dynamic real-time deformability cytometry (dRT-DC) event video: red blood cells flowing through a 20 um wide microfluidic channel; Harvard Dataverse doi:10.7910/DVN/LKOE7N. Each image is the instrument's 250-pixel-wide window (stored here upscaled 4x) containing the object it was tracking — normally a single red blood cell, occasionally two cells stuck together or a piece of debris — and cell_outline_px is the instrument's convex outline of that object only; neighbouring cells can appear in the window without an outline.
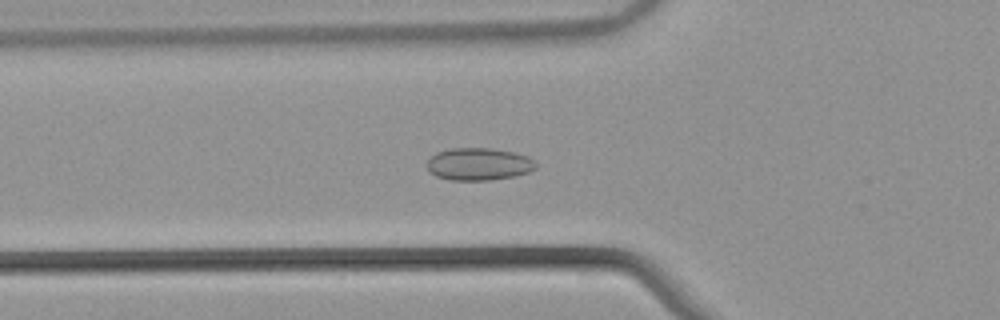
{"species": "common noctule bat (a hibernating species)", "species_latin": "Nyctalus noctula", "temperature_condition": "warm", "stored_images_in_passage": 36, "camera_frame_rate_fps": 3000, "um_per_image_px": 0.085, "animal": {"sex": "male", "body_mass_g": 21.5, "forearm_length_mm": 52.0}, "frame": {"image": 1, "passage_image": 2, "time_ms": 0.333, "image_size_px": [1000, 320], "cell_outline_px": [[536, 168], [528, 172], [516, 176], [492, 180], [448, 180], [436, 176], [428, 172], [428, 160], [436, 152], [452, 148], [488, 148], [512, 152], [528, 156], [536, 160]], "centroid_in_image_um": [40.7, 13.96], "position_along_channel_um": 85.1, "area_um2": 20.69}}
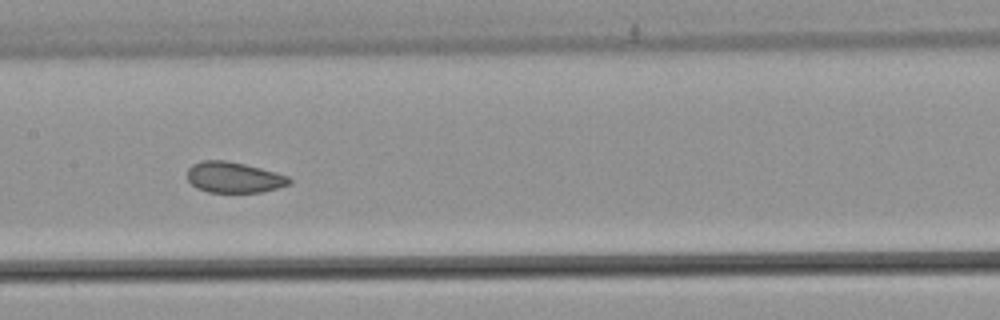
{"frame": {"image": 2, "passage_image": 10, "time_ms": 3.0, "image_size_px": [1000, 320], "cell_outline_px": [[292, 184], [260, 192], [208, 192], [196, 188], [188, 180], [188, 168], [192, 164], [200, 160], [224, 160], [244, 164], [276, 172], [288, 176], [292, 180]], "centroid_in_image_um": [19.87, 15.07], "position_along_channel_um": 187.5, "area_um2": 18.32}}
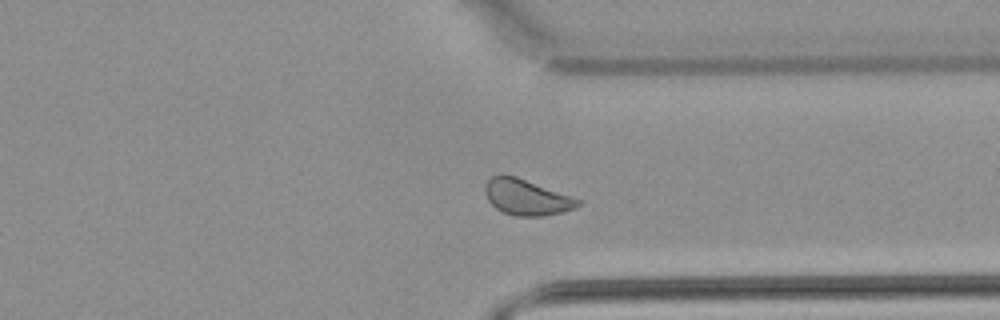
{"frame": {"image": 3, "passage_image": 24, "time_ms": 7.667, "image_size_px": [1000, 320], "cell_outline_px": [[580, 204], [576, 208], [564, 212], [544, 216], [516, 216], [504, 212], [496, 208], [488, 200], [484, 192], [484, 188], [488, 180], [492, 176], [516, 176], [580, 200]], "centroid_in_image_um": [44.75, 16.79], "position_along_channel_um": 366.7, "area_um2": 19.02}}